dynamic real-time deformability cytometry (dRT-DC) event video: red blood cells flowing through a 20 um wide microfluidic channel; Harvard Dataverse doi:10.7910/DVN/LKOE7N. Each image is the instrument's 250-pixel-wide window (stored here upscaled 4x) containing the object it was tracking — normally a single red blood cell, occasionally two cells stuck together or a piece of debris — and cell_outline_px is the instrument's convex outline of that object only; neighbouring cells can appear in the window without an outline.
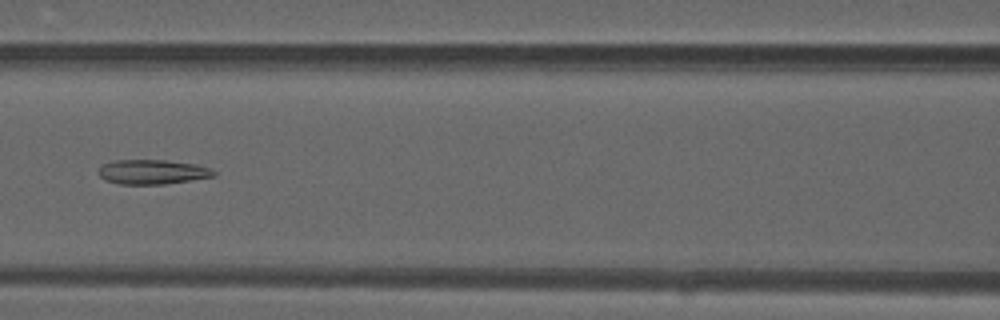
{"species": "common noctule bat (a hibernating species)", "species_latin": "Nyctalus noctula", "temperature_condition": "warm", "stored_images_in_passage": 48, "camera_frame_rate_fps": 3000, "um_per_image_px": 0.085, "animal": {"sex": "male", "forearm_length_mm": 52.5}, "frame": {"image": 1, "passage_image": 21, "time_ms": 6.667, "image_size_px": [1000, 320], "cell_outline_px": [[216, 176], [164, 184], [120, 184], [104, 180], [96, 172], [104, 164], [112, 160], [164, 160], [196, 164], [212, 168], [216, 172]], "centroid_in_image_um": [12.96, 14.61], "position_along_channel_um": 153.6, "area_um2": 16.59}}
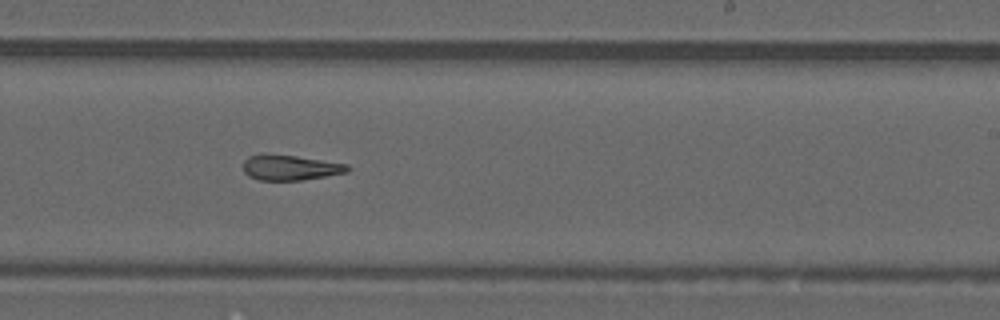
{"frame": {"image": 2, "passage_image": 29, "time_ms": 9.333, "image_size_px": [1000, 320], "cell_outline_px": [[352, 168], [348, 172], [300, 180], [260, 180], [248, 176], [244, 172], [244, 160], [248, 156], [260, 152], [296, 156], [348, 164]], "centroid_in_image_um": [24.64, 14.22], "position_along_channel_um": 264.4, "area_um2": 15.55}}
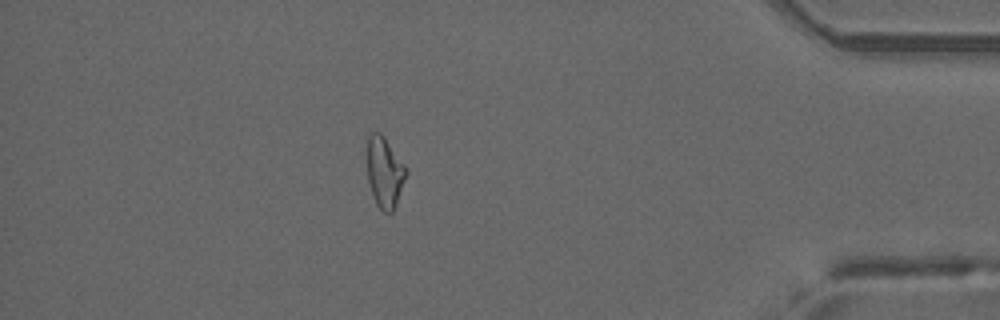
{"frame": {"image": 3, "passage_image": 42, "time_ms": 13.667, "image_size_px": [1000, 320], "cell_outline_px": [[408, 172], [396, 204], [392, 212], [388, 216], [376, 204], [368, 180], [368, 136], [372, 132], [380, 132], [384, 136], [408, 168]], "centroid_in_image_um": [32.72, 14.65], "position_along_channel_um": 402.5, "area_um2": 16.07}, "authors_computed_cell_mechanics": {"area_um2": 17.3111, "velocity_mm_per_s": 4.1731, "shape_relaxation_time_tau1_ms": null, "shape_relaxation_time_tau2_ms": 5.4904, "deformation_change_tau1": null, "deformation_change_tau2": 0.1697}}